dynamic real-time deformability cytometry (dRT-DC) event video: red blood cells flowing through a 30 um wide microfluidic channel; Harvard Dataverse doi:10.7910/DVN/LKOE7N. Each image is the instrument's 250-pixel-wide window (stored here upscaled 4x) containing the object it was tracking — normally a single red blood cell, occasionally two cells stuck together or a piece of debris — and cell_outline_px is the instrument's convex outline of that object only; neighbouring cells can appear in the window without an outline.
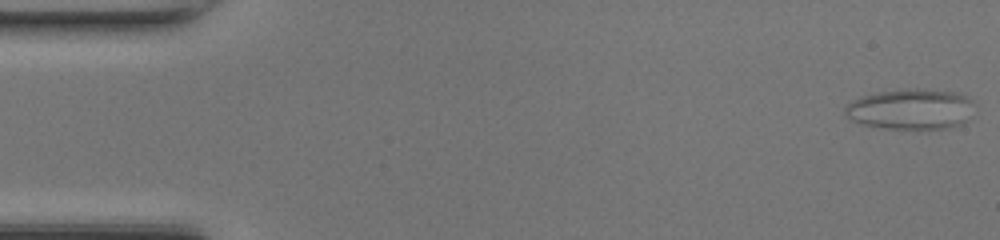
{"species": "common noctule bat (a hibernating species)", "species_latin": "Nyctalus noctula", "temperature_condition": "room temperature", "stored_images_in_passage": 48, "camera_frame_rate_fps": 3000, "um_per_image_px": 0.085, "animal": {"sex": "female", "body_mass_g": 17.0, "forearm_length_mm": 48.0}, "frame": {"image": 1, "passage_image": 1, "time_ms": 0.0, "image_size_px": [1000, 240], "cell_outline_px": [[976, 104], [964, 120], [960, 124], [948, 128], [888, 128], [864, 124], [852, 120], [844, 112], [844, 108], [848, 104], [860, 96], [876, 92], [904, 88], [916, 88], [956, 92], [972, 100]], "centroid_in_image_um": [77.4, 9.24], "position_along_channel_um": 7.6, "area_um2": 30.29}}
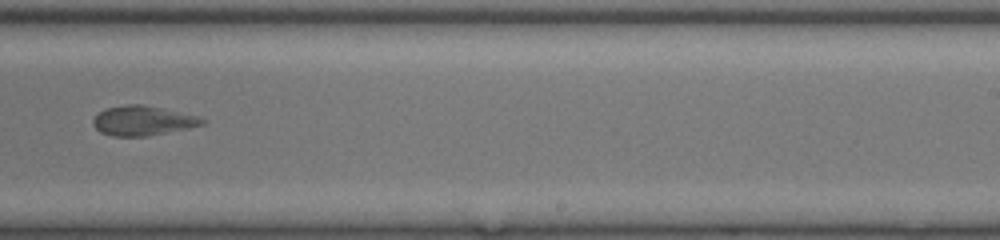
{"frame": {"image": 2, "passage_image": 30, "time_ms": 9.667, "image_size_px": [1000, 240], "cell_outline_px": [[208, 120], [204, 124], [188, 128], [148, 136], [112, 136], [100, 132], [92, 124], [92, 120], [104, 108], [128, 104], [144, 104], [164, 108], [200, 116]], "centroid_in_image_um": [12.17, 10.25], "position_along_channel_um": 276.8, "area_um2": 19.07}}
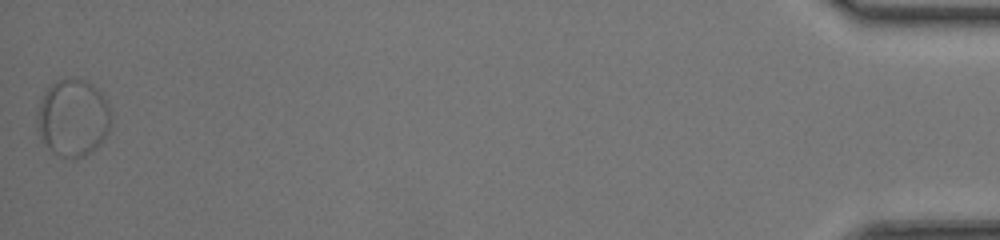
{"frame": {"image": 3, "passage_image": 48, "time_ms": 15.667, "image_size_px": [1000, 240], "cell_outline_px": [[112, 120], [104, 136], [92, 152], [84, 156], [72, 160], [60, 156], [52, 152], [40, 140], [36, 128], [36, 112], [40, 100], [44, 92], [56, 80], [72, 76], [88, 80], [100, 92], [108, 104]], "centroid_in_image_um": [6.15, 10.0], "position_along_channel_um": 429.0, "area_um2": 33.93}, "authors_computed_cell_mechanics": {"area_um2": 19.363, "velocity_mm_per_s": 4.2741, "shape_relaxation_time_tau1_ms": null, "shape_relaxation_time_tau2_ms": 2.4042, "deformation_change_tau1": null, "deformation_change_tau2": 0.0996}}